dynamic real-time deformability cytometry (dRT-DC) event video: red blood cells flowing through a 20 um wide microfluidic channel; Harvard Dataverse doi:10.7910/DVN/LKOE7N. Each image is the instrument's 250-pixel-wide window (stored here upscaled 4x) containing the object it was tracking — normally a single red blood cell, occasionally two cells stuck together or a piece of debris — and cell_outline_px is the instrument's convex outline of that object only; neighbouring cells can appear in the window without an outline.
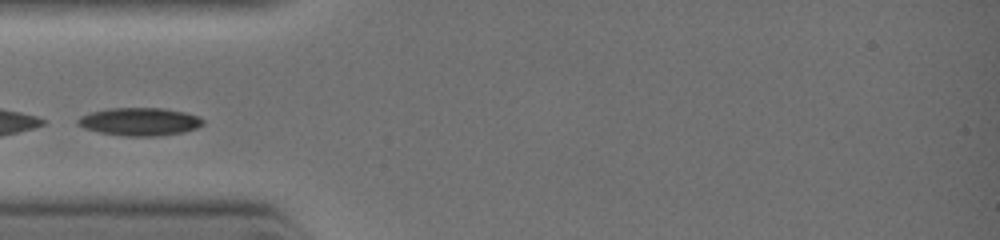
{"species": "common noctule bat (a hibernating species)", "species_latin": "Nyctalus noctula", "temperature_condition": "warm", "stored_images_in_passage": 4, "camera_frame_rate_fps": 3000, "um_per_image_px": 0.085, "animal": {"sex": "female", "body_mass_g": 19.0, "forearm_length_mm": 51.5}, "frame": {"image": 1, "passage_image": 4, "time_ms": 2.0, "image_size_px": [1000, 240], "cell_outline_px": [[204, 124], [196, 128], [180, 132], [156, 136], [124, 136], [100, 132], [84, 128], [76, 124], [76, 120], [80, 116], [92, 112], [112, 108], [164, 108], [184, 112], [200, 116], [204, 120]], "centroid_in_image_um": [11.87, 10.33], "position_along_channel_um": 73.1, "area_um2": 20.29}}